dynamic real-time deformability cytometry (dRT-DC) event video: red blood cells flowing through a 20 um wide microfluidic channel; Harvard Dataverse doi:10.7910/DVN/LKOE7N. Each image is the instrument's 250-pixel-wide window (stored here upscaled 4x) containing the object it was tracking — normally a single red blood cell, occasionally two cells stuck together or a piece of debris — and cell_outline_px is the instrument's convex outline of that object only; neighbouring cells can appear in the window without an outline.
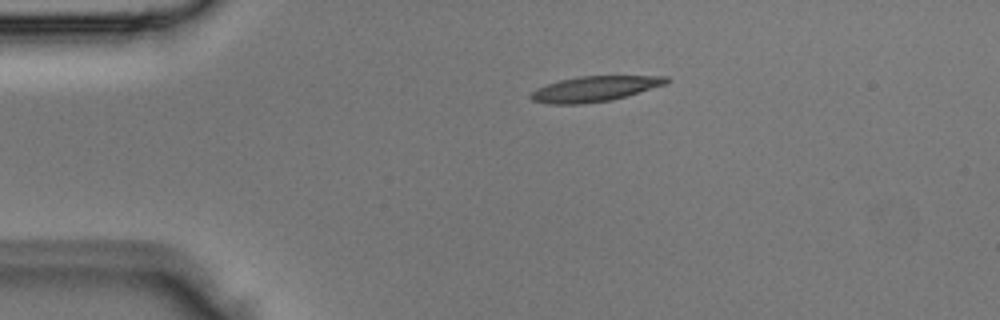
{"species": "Egyptian fruit bat (a non-hibernating species)", "species_latin": "Rousettus aegyptiacus", "temperature_condition": "room temperature", "stored_images_in_passage": 2, "camera_frame_rate_fps": 3000, "um_per_image_px": 0.085, "animal": {"sex": "male"}, "frame": {"image": 1, "passage_image": 1, "time_ms": 0.0, "image_size_px": [1000, 320], "cell_outline_px": [[672, 80], [668, 84], [612, 100], [580, 104], [548, 104], [532, 100], [528, 96], [536, 88], [560, 80], [580, 76], [668, 76]], "centroid_in_image_um": [50.58, 7.55], "position_along_channel_um": 34.4, "area_um2": 20.11}}